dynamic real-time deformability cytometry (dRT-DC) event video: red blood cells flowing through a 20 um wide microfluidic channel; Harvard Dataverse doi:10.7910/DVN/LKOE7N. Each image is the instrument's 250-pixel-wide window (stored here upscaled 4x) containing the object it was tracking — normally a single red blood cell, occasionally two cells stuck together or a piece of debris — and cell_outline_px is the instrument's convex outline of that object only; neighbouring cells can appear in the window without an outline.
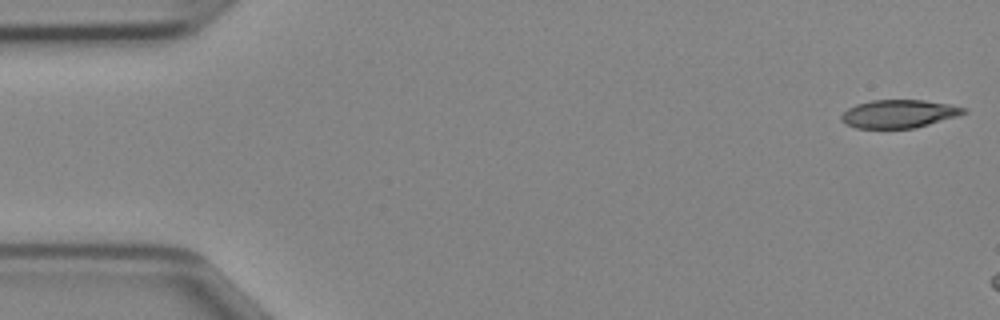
{"species": "Egyptian fruit bat (a non-hibernating species)", "species_latin": "Rousettus aegyptiacus", "temperature_condition": "cold", "stored_images_in_passage": 6, "camera_frame_rate_fps": 3000, "um_per_image_px": 0.085, "animal": {"sex": "female"}, "frame": {"image": 1, "passage_image": 1, "time_ms": 0.0, "image_size_px": [1000, 320], "cell_outline_px": [[968, 112], [956, 116], [916, 128], [856, 128], [844, 124], [840, 120], [840, 116], [848, 108], [856, 104], [872, 100], [924, 100], [948, 104], [968, 108]], "centroid_in_image_um": [76.39, 9.67], "position_along_channel_um": 8.6, "area_um2": 20.11}}